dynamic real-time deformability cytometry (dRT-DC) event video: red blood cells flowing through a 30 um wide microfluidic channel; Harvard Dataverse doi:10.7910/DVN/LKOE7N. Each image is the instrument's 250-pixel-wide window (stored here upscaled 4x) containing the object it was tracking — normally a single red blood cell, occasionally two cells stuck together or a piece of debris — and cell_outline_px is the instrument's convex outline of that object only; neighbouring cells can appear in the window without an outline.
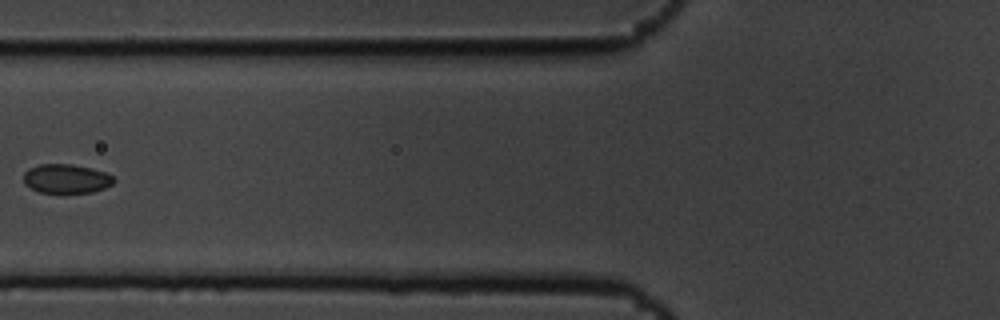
{"species": "common noctule bat (a hibernating species)", "species_latin": "Nyctalus noctula", "temperature_condition": "cold", "stored_images_in_passage": 8, "camera_frame_rate_fps": 3000, "um_per_image_px": 0.085, "animal": {"sex": "male", "body_mass_g": 19.5, "forearm_length_mm": 54.6}, "frame": {"image": 1, "passage_image": 7, "time_ms": 2.0, "image_size_px": [1000, 320], "cell_outline_px": [[116, 180], [112, 184], [104, 188], [92, 192], [40, 192], [24, 184], [24, 172], [28, 168], [40, 164], [72, 164], [92, 168], [104, 172], [112, 176]], "centroid_in_image_um": [5.63, 15.17], "position_along_channel_um": 120.2, "area_um2": 15.2}}
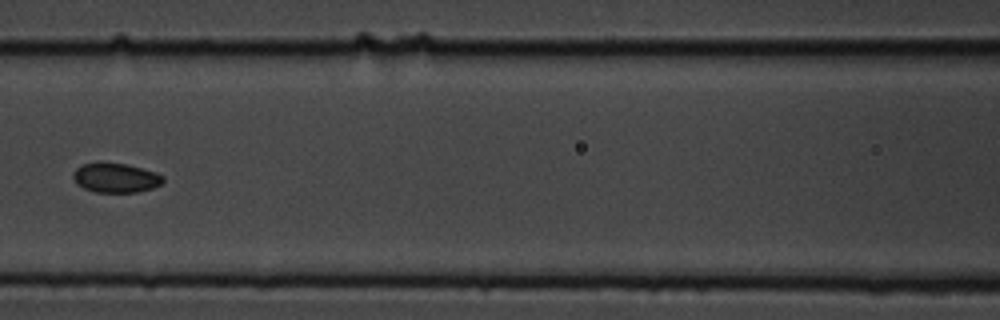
{"frame": {"image": 2, "passage_image": 8, "time_ms": 2.333, "image_size_px": [1000, 320], "cell_outline_px": [[164, 180], [160, 184], [152, 188], [136, 192], [96, 192], [84, 188], [76, 184], [72, 176], [72, 172], [80, 164], [128, 164], [156, 172], [164, 176]], "centroid_in_image_um": [9.83, 15.12], "position_along_channel_um": 156.8, "area_um2": 15.26}}